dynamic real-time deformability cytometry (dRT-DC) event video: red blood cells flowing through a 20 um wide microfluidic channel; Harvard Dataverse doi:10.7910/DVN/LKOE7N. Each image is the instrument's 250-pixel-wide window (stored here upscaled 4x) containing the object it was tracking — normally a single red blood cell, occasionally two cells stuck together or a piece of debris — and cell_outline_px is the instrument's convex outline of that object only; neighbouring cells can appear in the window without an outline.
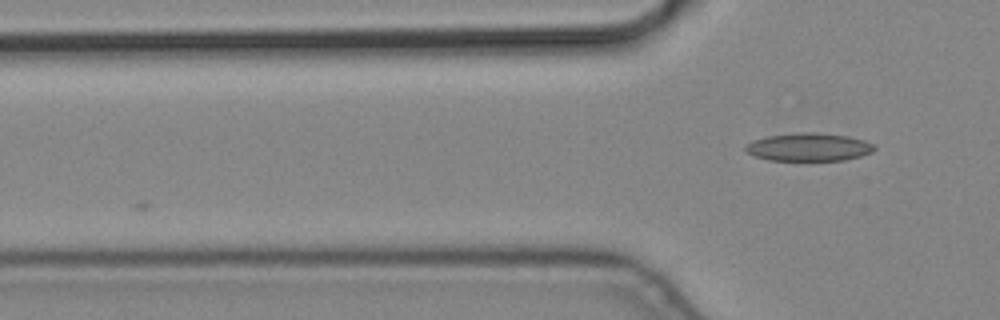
{"species": "common noctule bat (a hibernating species)", "species_latin": "Nyctalus noctula", "temperature_condition": "cold", "stored_images_in_passage": 2, "camera_frame_rate_fps": 3000, "um_per_image_px": 0.085, "animal": {"sex": "male", "body_mass_g": 19.2, "forearm_length_mm": 51.8}, "frame": {"image": 1, "passage_image": 2, "time_ms": 0.333, "image_size_px": [1000, 320], "cell_outline_px": [[876, 148], [872, 152], [860, 156], [844, 160], [768, 160], [744, 152], [744, 148], [752, 140], [768, 136], [800, 132], [812, 132], [848, 136], [864, 140], [876, 144]], "centroid_in_image_um": [68.76, 12.5], "position_along_channel_um": 57.0, "area_um2": 21.04}}